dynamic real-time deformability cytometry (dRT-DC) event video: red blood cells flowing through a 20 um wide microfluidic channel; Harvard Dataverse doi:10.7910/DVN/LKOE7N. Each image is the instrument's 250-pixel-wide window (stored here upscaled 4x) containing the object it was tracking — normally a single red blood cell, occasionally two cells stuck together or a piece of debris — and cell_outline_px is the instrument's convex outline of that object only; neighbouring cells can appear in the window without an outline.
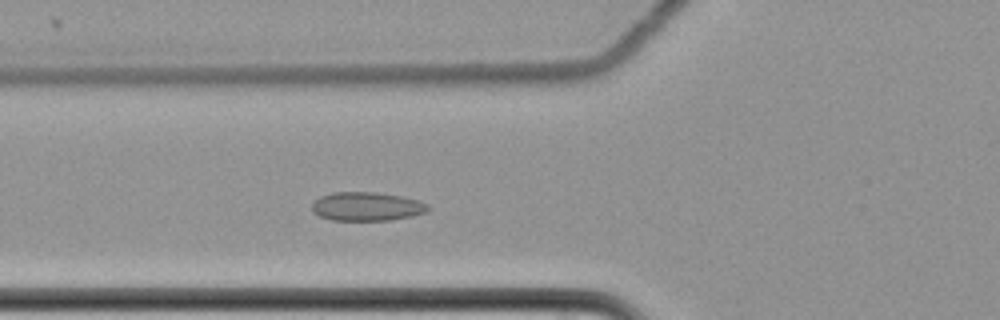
{"species": "common noctule bat (a hibernating species)", "species_latin": "Nyctalus noctula", "temperature_condition": "cold", "stored_images_in_passage": 54, "camera_frame_rate_fps": 3000, "um_per_image_px": 0.085, "animal": {"sex": "female", "body_mass_g": 22.7, "forearm_length_mm": 54.2}, "frame": {"image": 1, "passage_image": 17, "time_ms": 5.333, "image_size_px": [1000, 320], "cell_outline_px": [[432, 208], [424, 212], [412, 216], [388, 220], [332, 220], [320, 216], [312, 212], [312, 204], [320, 196], [332, 192], [376, 192], [400, 196], [416, 200], [428, 204]], "centroid_in_image_um": [31.16, 17.55], "position_along_channel_um": 94.6, "area_um2": 19.36}}
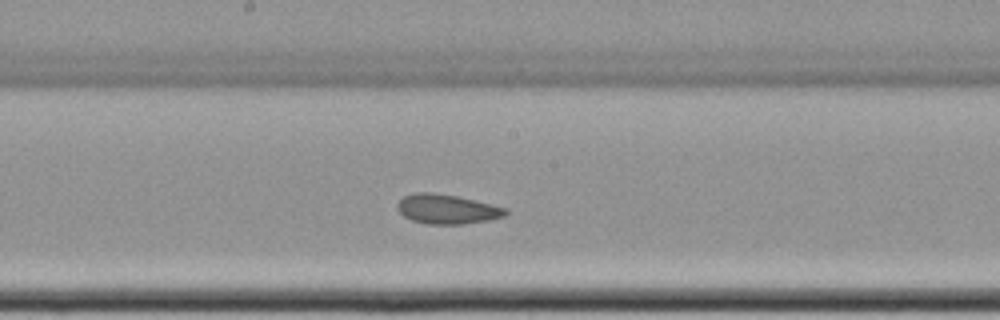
{"frame": {"image": 2, "passage_image": 27, "time_ms": 8.667, "image_size_px": [1000, 320], "cell_outline_px": [[508, 212], [504, 216], [488, 220], [464, 224], [428, 224], [412, 220], [404, 216], [396, 208], [396, 204], [404, 196], [412, 192], [432, 192], [456, 196], [492, 204], [508, 208]], "centroid_in_image_um": [37.98, 17.77], "position_along_channel_um": 210.2, "area_um2": 18.67}}
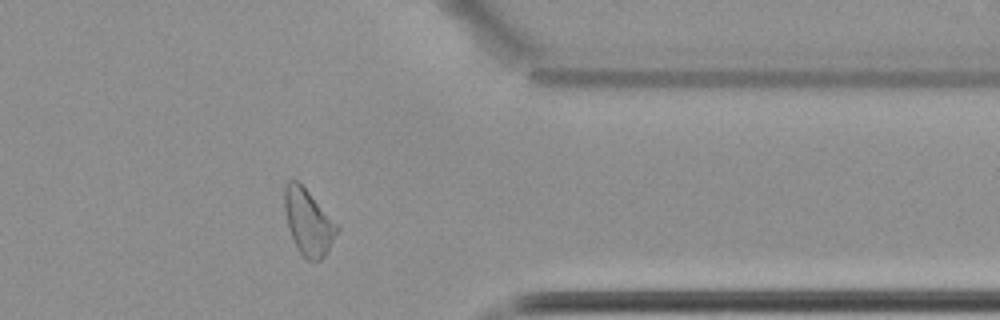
{"frame": {"image": 3, "passage_image": 43, "time_ms": 14.0, "image_size_px": [1000, 320], "cell_outline_px": [[340, 228], [328, 252], [320, 260], [308, 260], [300, 252], [292, 236], [288, 224], [284, 208], [284, 188], [288, 180], [296, 180], [308, 192]], "centroid_in_image_um": [26.21, 18.89], "position_along_channel_um": 385.2, "area_um2": 19.54}, "authors_computed_cell_mechanics": {"area_um2": 19.7387, "velocity_mm_per_s": 3.4671, "shape_relaxation_time_tau1_ms": null, "shape_relaxation_time_tau2_ms": 2.498, "deformation_change_tau1": null, "deformation_change_tau2": 0.0635}}